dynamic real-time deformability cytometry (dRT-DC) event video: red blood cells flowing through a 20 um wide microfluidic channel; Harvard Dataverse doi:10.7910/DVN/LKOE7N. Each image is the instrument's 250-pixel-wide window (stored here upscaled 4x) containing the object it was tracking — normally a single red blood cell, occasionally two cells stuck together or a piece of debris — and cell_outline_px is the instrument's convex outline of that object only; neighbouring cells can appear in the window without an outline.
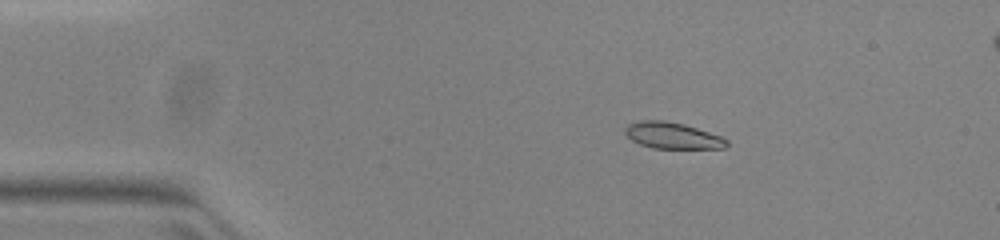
{"species": "common noctule bat (a hibernating species)", "species_latin": "Nyctalus noctula", "temperature_condition": "warm", "stored_images_in_passage": 54, "segment_of_instrument_passage": [1, 2], "camera_frame_rate_fps": 3000, "um_per_image_px": 0.085, "animal": {"sex": "female", "body_mass_g": 23.0, "forearm_length_mm": 53.4}, "frame": {"image": 1, "passage_image": 10, "time_ms": 3.0, "image_size_px": [1000, 240], "cell_outline_px": [[728, 144], [724, 148], [652, 148], [640, 144], [632, 140], [624, 132], [624, 128], [628, 124], [640, 120], [664, 120], [684, 124], [720, 136], [728, 140]], "centroid_in_image_um": [57.13, 11.51], "position_along_channel_um": 27.9, "area_um2": 15.49}}
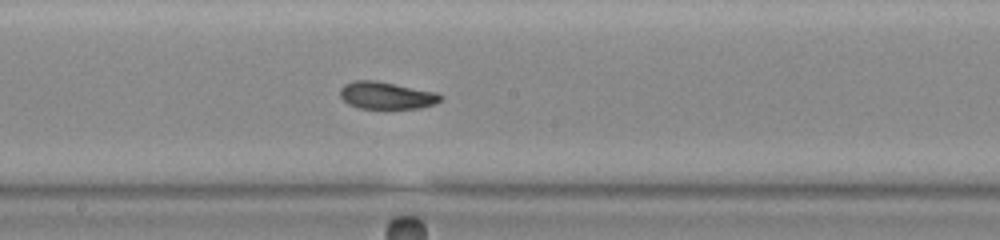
{"frame": {"image": 2, "passage_image": 29, "time_ms": 9.333, "image_size_px": [1000, 240], "cell_outline_px": [[444, 96], [436, 104], [420, 108], [384, 112], [360, 108], [348, 104], [340, 96], [340, 88], [344, 84], [352, 80], [376, 80], [436, 92]], "centroid_in_image_um": [32.85, 8.16], "position_along_channel_um": 215.3, "area_um2": 16.88}}
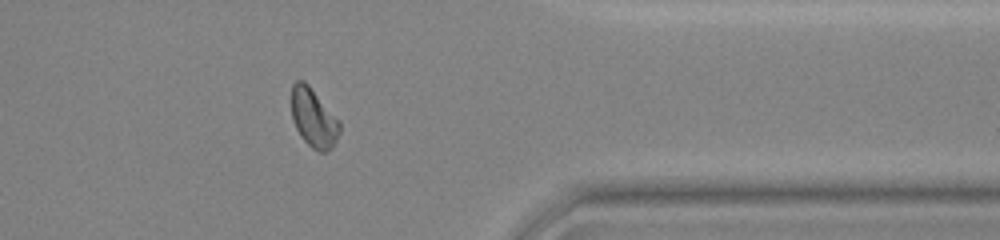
{"frame": {"image": 3, "passage_image": 43, "time_ms": 14.0, "image_size_px": [1000, 240], "cell_outline_px": [[340, 132], [332, 148], [324, 152], [320, 152], [312, 148], [300, 136], [292, 120], [292, 84], [296, 80], [304, 80], [308, 84], [340, 120]], "centroid_in_image_um": [26.66, 10.02], "position_along_channel_um": 384.7, "area_um2": 16.59}}